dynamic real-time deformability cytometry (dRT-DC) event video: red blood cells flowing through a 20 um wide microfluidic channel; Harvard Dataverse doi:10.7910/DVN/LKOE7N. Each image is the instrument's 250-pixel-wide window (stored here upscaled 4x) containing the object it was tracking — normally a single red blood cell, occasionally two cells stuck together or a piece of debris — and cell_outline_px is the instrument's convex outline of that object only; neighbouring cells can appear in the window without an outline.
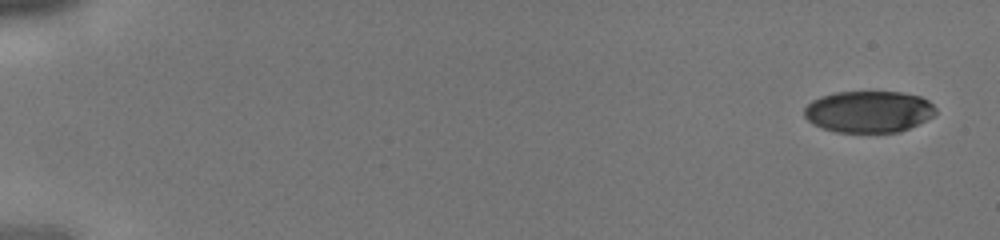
{"species": "human", "species_latin": "Homo sapiens", "temperature_condition": "cold", "stored_images_in_passage": 11, "camera_frame_rate_fps": 3000, "um_per_image_px": 0.085, "donor": {"sex": "male"}, "frame": {"image": 1, "passage_image": 1, "time_ms": 0.0, "image_size_px": [1000, 240], "cell_outline_px": [[936, 112], [932, 116], [900, 132], [836, 132], [820, 128], [812, 124], [804, 116], [804, 108], [812, 100], [820, 96], [836, 92], [900, 92], [920, 96], [928, 100], [936, 108]], "centroid_in_image_um": [73.8, 9.49], "position_along_channel_um": 11.2, "area_um2": 31.91}}
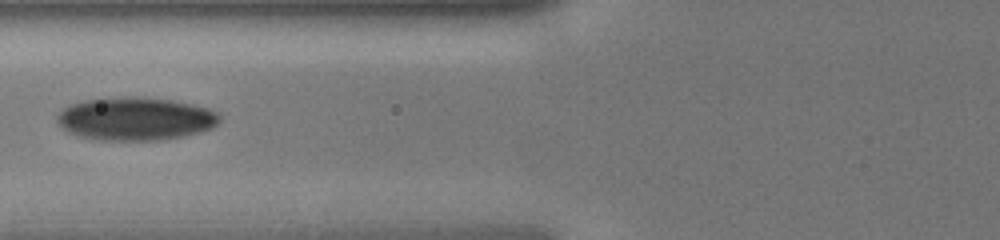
{"frame": {"image": 2, "passage_image": 7, "time_ms": 2.0, "image_size_px": [1000, 240], "cell_outline_px": [[220, 120], [212, 128], [200, 132], [184, 136], [164, 140], [100, 140], [76, 136], [68, 132], [56, 120], [56, 116], [64, 108], [72, 104], [84, 100], [124, 96], [136, 96], [172, 100], [192, 104], [208, 108], [220, 112]], "centroid_in_image_um": [11.54, 10.09], "position_along_channel_um": 114.3, "area_um2": 41.1}}
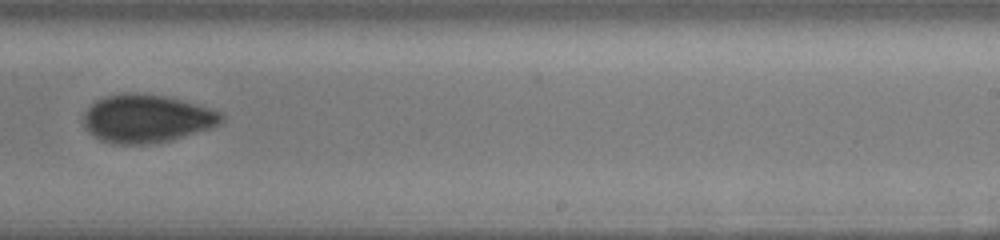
{"frame": {"image": 3, "passage_image": 11, "time_ms": 3.333, "image_size_px": [1000, 240], "cell_outline_px": [[224, 120], [220, 124], [212, 128], [172, 140], [148, 144], [116, 144], [100, 140], [92, 136], [84, 128], [84, 112], [96, 100], [104, 96], [124, 92], [136, 92], [164, 96], [200, 104], [220, 112], [224, 116]], "centroid_in_image_um": [12.47, 10.08], "position_along_channel_um": 276.5, "area_um2": 39.13}}